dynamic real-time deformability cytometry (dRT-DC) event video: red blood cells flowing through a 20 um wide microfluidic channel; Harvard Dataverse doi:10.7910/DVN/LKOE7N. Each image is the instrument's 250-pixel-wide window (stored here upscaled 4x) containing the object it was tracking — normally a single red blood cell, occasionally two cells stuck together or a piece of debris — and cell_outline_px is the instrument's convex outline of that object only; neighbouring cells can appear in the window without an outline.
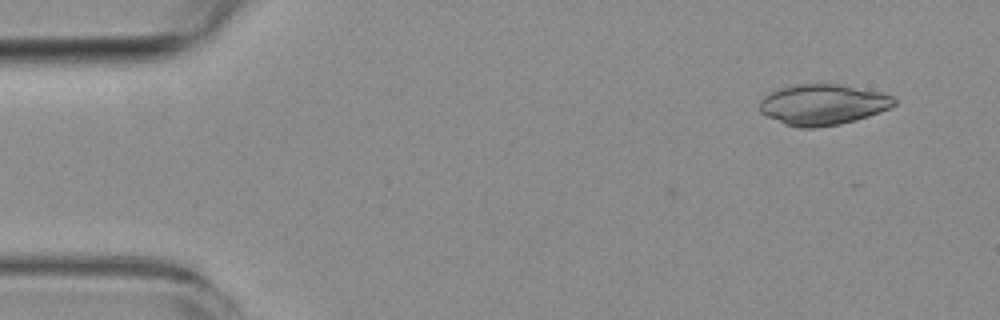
{"species": "common noctule bat (a hibernating species)", "species_latin": "Nyctalus noctula", "temperature_condition": "room temperature", "stored_images_in_passage": 2, "camera_frame_rate_fps": 3000, "um_per_image_px": 0.085, "animal": {"sex": "female", "body_mass_g": 19.3, "forearm_length_mm": 54.1}, "frame": {"image": 1, "passage_image": 2, "time_ms": 1.333, "image_size_px": [1000, 320], "cell_outline_px": [[896, 104], [880, 112], [856, 120], [840, 124], [816, 128], [800, 128], [784, 124], [760, 112], [760, 100], [764, 96], [780, 88], [800, 84], [836, 84], [880, 92], [896, 96]], "centroid_in_image_um": [69.96, 8.9], "position_along_channel_um": 15.0, "area_um2": 31.79}}